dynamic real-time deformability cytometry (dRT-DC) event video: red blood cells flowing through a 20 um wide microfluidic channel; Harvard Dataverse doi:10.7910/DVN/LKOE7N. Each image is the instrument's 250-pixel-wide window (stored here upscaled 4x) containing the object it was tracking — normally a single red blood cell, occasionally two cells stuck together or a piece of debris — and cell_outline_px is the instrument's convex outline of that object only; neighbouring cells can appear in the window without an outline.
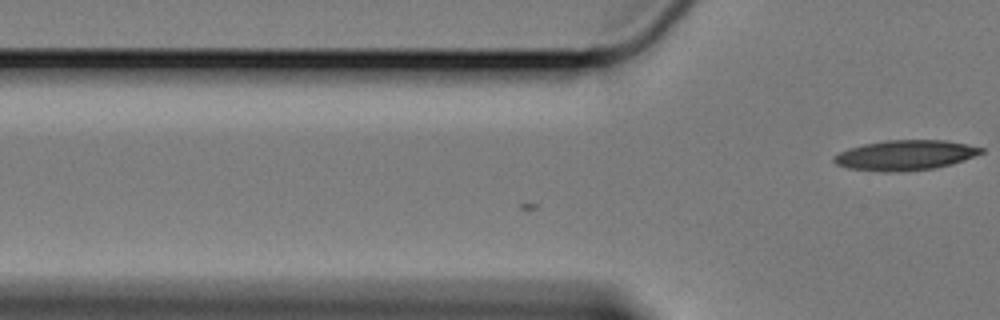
{"species": "Egyptian fruit bat (a non-hibernating species)", "species_latin": "Rousettus aegyptiacus", "temperature_condition": "cold", "stored_images_in_passage": 8, "camera_frame_rate_fps": 3000, "um_per_image_px": 0.085, "animal": {"sex": "female"}, "frame": {"image": 1, "passage_image": 8, "time_ms": 2.333, "image_size_px": [1000, 320], "cell_outline_px": [[984, 152], [948, 164], [932, 168], [888, 172], [848, 168], [836, 164], [832, 160], [832, 156], [848, 148], [864, 144], [888, 140], [944, 140], [984, 148]], "centroid_in_image_um": [76.86, 13.18], "position_along_channel_um": 48.9, "area_um2": 25.2}}